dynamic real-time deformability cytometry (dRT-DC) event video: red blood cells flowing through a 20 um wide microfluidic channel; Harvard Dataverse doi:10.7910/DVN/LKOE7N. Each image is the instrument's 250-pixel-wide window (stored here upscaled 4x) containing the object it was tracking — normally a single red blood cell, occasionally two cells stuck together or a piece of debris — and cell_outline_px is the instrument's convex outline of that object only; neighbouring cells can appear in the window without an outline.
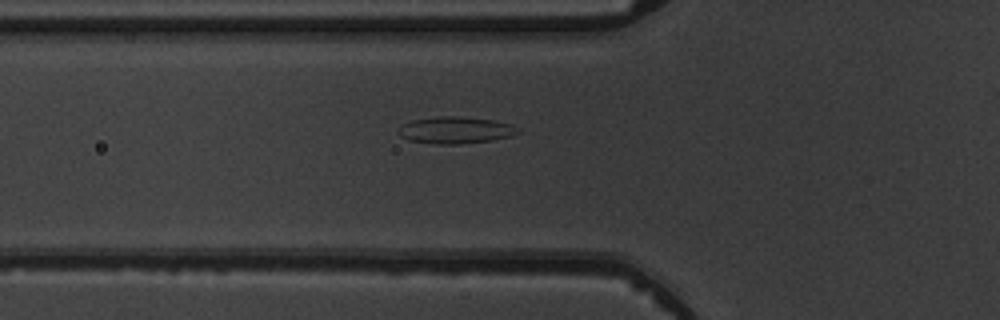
{"species": "common noctule bat (a hibernating species)", "species_latin": "Nyctalus noctula", "temperature_condition": "warm", "stored_images_in_passage": 6, "camera_frame_rate_fps": 3000, "um_per_image_px": 0.085, "animal": {"sex": "male", "body_mass_g": 19.5, "forearm_length_mm": 54.6}, "frame": {"image": 1, "passage_image": 6, "time_ms": 6.0, "image_size_px": [1000, 320], "cell_outline_px": [[520, 132], [512, 136], [492, 140], [460, 144], [432, 144], [408, 140], [400, 136], [400, 124], [412, 120], [436, 116], [460, 116], [496, 120], [512, 124], [520, 128]], "centroid_in_image_um": [38.75, 11.05], "position_along_channel_um": 87.1, "area_um2": 19.02}}